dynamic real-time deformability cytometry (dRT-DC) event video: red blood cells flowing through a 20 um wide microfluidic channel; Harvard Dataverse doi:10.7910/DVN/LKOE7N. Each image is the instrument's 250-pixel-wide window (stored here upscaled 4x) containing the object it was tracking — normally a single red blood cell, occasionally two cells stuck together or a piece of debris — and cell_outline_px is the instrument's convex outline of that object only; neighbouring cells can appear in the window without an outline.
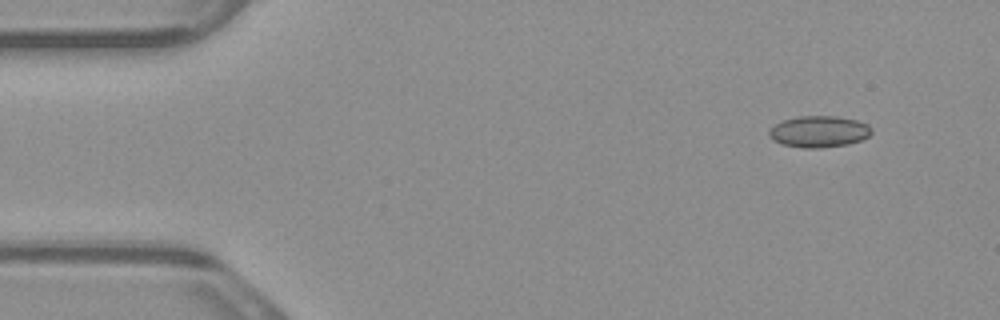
{"species": "common noctule bat (a hibernating species)", "species_latin": "Nyctalus noctula", "temperature_condition": "warm", "stored_images_in_passage": 4, "camera_frame_rate_fps": 3000, "um_per_image_px": 0.085, "animal": {"sex": "male", "body_mass_g": 23.1, "forearm_length_mm": 52.7}, "frame": {"image": 1, "passage_image": 1, "time_ms": 0.0, "image_size_px": [1000, 320], "cell_outline_px": [[872, 132], [868, 136], [860, 140], [848, 144], [820, 148], [804, 148], [784, 144], [772, 140], [768, 136], [768, 128], [780, 120], [796, 116], [836, 116], [856, 120], [868, 124], [872, 128]], "centroid_in_image_um": [69.56, 11.17], "position_along_channel_um": 15.4, "area_um2": 19.02}}
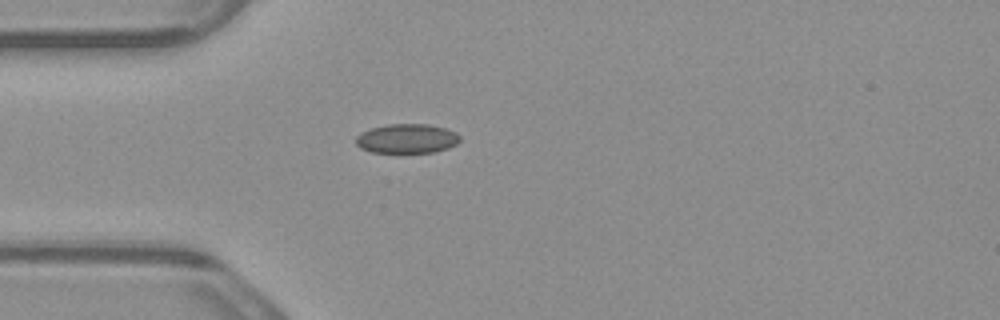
{"frame": {"image": 2, "passage_image": 4, "time_ms": 1.0, "image_size_px": [1000, 320], "cell_outline_px": [[460, 140], [456, 144], [448, 148], [436, 152], [372, 152], [360, 148], [356, 144], [356, 136], [360, 132], [372, 128], [388, 124], [428, 124], [444, 128], [456, 132], [460, 136]], "centroid_in_image_um": [34.59, 11.78], "position_along_channel_um": 50.4, "area_um2": 17.8}}